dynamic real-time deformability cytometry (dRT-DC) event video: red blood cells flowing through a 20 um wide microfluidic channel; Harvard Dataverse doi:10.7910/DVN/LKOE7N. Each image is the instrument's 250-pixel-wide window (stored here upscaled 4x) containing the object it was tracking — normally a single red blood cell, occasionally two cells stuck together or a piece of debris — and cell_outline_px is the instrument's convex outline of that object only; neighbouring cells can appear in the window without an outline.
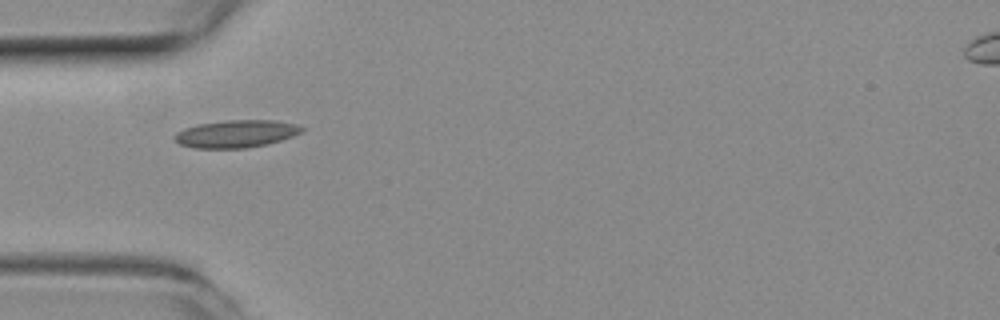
{"species": "common noctule bat (a hibernating species)", "species_latin": "Nyctalus noctula", "temperature_condition": "room temperature", "stored_images_in_passage": 31, "camera_frame_rate_fps": 3000, "um_per_image_px": 0.085, "animal": {"sex": "female", "body_mass_g": 19.3, "forearm_length_mm": 54.1}, "frame": {"image": 1, "passage_image": 1, "time_ms": 0.0, "image_size_px": [1000, 320], "cell_outline_px": [[304, 128], [300, 132], [292, 136], [280, 140], [264, 144], [244, 148], [196, 148], [180, 144], [172, 136], [176, 132], [184, 128], [196, 124], [228, 120], [272, 120], [296, 124]], "centroid_in_image_um": [20.02, 11.36], "position_along_channel_um": 65.0, "area_um2": 20.17}}
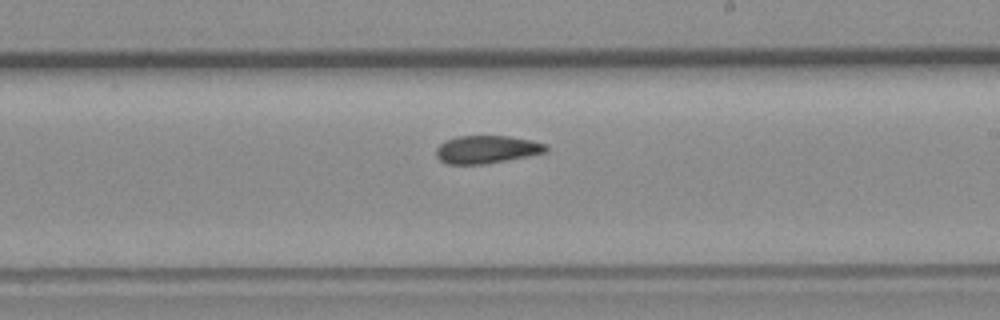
{"frame": {"image": 2, "passage_image": 15, "time_ms": 4.667, "image_size_px": [1000, 320], "cell_outline_px": [[548, 148], [544, 152], [484, 164], [448, 164], [440, 160], [436, 156], [436, 148], [444, 140], [456, 136], [508, 136], [532, 140], [544, 144]], "centroid_in_image_um": [41.29, 12.69], "position_along_channel_um": 247.7, "area_um2": 17.57}}
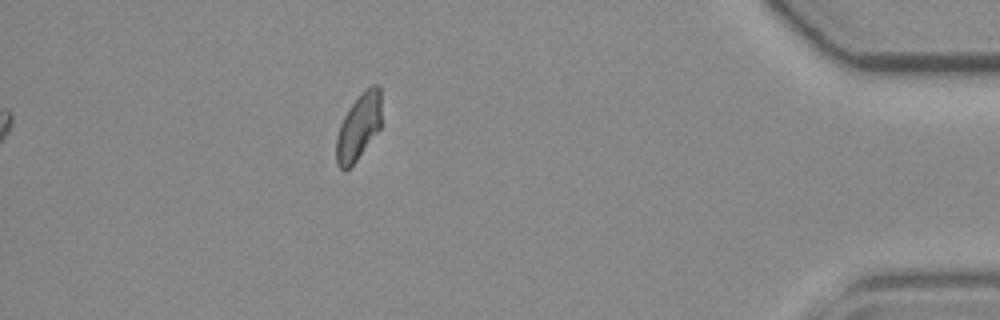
{"frame": {"image": 3, "passage_image": 31, "time_ms": 10.0, "image_size_px": [1000, 320], "cell_outline_px": [[380, 128], [356, 160], [344, 172], [336, 164], [336, 136], [340, 124], [344, 116], [352, 104], [364, 88], [372, 84], [380, 84]], "centroid_in_image_um": [30.47, 10.76], "position_along_channel_um": 404.7, "area_um2": 17.34}, "authors_computed_cell_mechanics": {"area_um2": 18.0914, "velocity_mm_per_s": 3.9214, "shape_relaxation_time_tau1_ms": 8.4627, "shape_relaxation_time_tau2_ms": 4.1032, "deformation_change_tau1": 0.1765, "deformation_change_tau2": 0.0702}}